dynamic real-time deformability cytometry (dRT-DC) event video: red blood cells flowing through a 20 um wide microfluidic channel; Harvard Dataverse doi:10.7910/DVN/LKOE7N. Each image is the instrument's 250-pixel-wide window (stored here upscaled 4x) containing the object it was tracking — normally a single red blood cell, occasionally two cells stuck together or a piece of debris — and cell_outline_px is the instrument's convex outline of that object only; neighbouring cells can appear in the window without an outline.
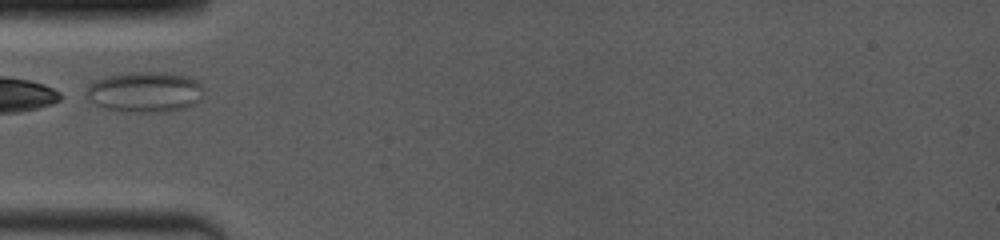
{"species": "common noctule bat (a hibernating species)", "species_latin": "Nyctalus noctula", "temperature_condition": "room temperature", "stored_images_in_passage": 7, "camera_frame_rate_fps": 4000, "um_per_image_px": 0.085, "animal": {"sex": "female", "body_mass_g": 19.0, "forearm_length_mm": 53.3}, "frame": {"image": 1, "passage_image": 1, "time_ms": 0.0, "image_size_px": [1000, 240], "cell_outline_px": [[204, 88], [200, 100], [196, 104], [184, 108], [164, 112], [124, 112], [104, 108], [88, 100], [88, 88], [92, 84], [100, 80], [112, 76], [136, 72], [156, 72], [184, 76], [196, 80]], "centroid_in_image_um": [12.38, 7.85], "position_along_channel_um": 72.6, "area_um2": 27.22}}
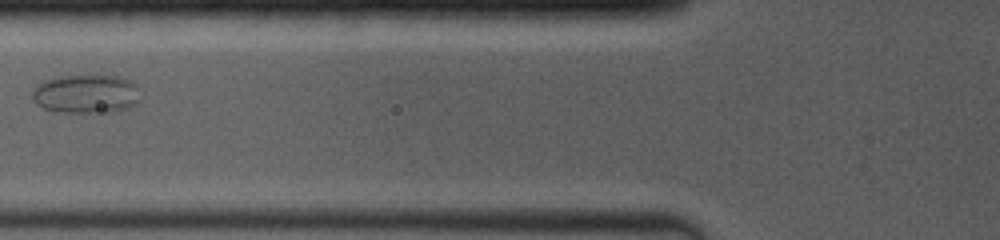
{"frame": {"image": 2, "passage_image": 3, "time_ms": 1.25, "image_size_px": [1000, 240], "cell_outline_px": [[140, 100], [136, 104], [128, 108], [108, 112], [56, 112], [44, 108], [36, 104], [32, 100], [32, 92], [40, 84], [48, 80], [64, 76], [116, 76], [132, 80], [136, 84]], "centroid_in_image_um": [7.35, 8.0], "position_along_channel_um": 118.4, "area_um2": 24.22}}
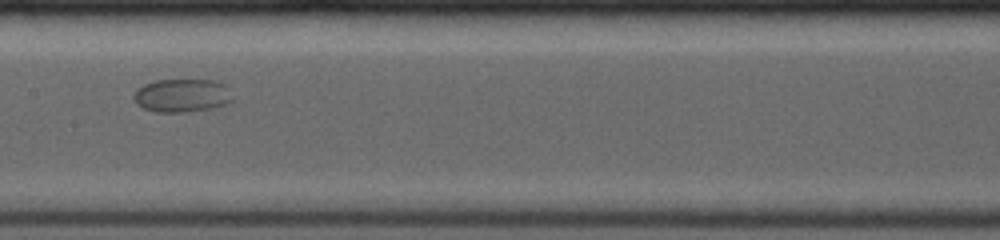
{"frame": {"image": 3, "passage_image": 6, "time_ms": 3.25, "image_size_px": [1000, 240], "cell_outline_px": [[236, 100], [228, 104], [212, 108], [184, 112], [156, 112], [140, 108], [136, 104], [132, 96], [136, 88], [144, 84], [156, 80], [216, 80], [224, 84], [236, 96]], "centroid_in_image_um": [15.5, 8.12], "position_along_channel_um": 191.9, "area_um2": 19.77}}